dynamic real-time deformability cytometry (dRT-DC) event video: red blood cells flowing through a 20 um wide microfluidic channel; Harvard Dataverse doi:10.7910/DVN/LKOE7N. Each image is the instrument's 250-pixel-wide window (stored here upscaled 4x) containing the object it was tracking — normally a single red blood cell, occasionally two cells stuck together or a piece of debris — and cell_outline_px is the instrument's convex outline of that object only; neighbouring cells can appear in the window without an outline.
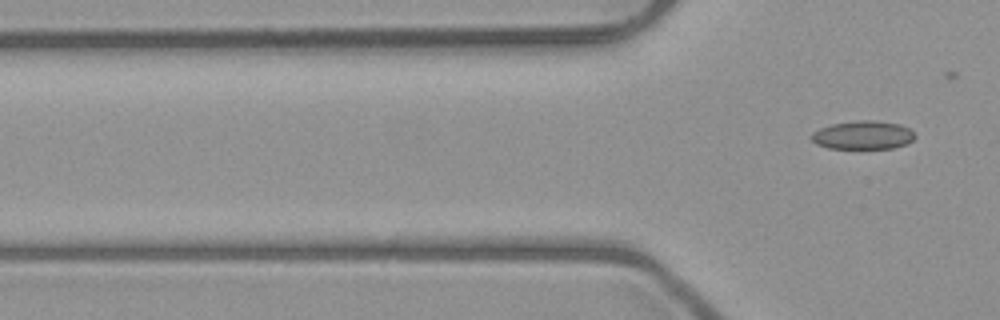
{"species": "common noctule bat (a hibernating species)", "species_latin": "Nyctalus noctula", "temperature_condition": "room temperature", "stored_images_in_passage": 6, "segment_of_instrument_passage": [2, 2], "camera_frame_rate_fps": 3000, "um_per_image_px": 0.085, "animal": {"sex": "male", "body_mass_g": 23.1, "forearm_length_mm": 52.7}, "frame": {"image": 1, "passage_image": 6, "time_ms": 6.667, "image_size_px": [1000, 320], "cell_outline_px": [[916, 136], [908, 144], [892, 148], [828, 148], [816, 144], [812, 140], [812, 132], [820, 128], [832, 124], [860, 120], [872, 120], [900, 124], [916, 132]], "centroid_in_image_um": [73.39, 11.48], "position_along_channel_um": 52.4, "area_um2": 17.17}}